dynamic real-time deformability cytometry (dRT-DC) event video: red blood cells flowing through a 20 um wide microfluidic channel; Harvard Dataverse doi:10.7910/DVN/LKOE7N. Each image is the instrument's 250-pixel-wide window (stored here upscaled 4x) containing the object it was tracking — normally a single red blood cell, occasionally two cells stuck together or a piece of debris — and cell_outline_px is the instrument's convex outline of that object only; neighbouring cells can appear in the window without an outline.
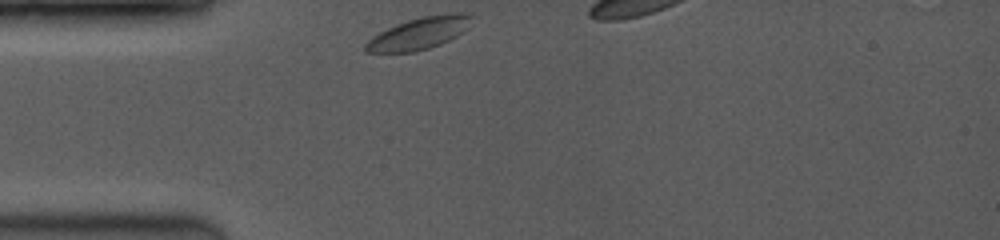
{"species": "common noctule bat (a hibernating species)", "species_latin": "Nyctalus noctula", "temperature_condition": "room temperature", "stored_images_in_passage": 4, "camera_frame_rate_fps": 3500, "um_per_image_px": 0.085, "animal": {"sex": "female", "body_mass_g": 19.0, "forearm_length_mm": 53.3}, "frame": {"image": 1, "passage_image": 1, "time_ms": 0.0, "image_size_px": [1000, 240], "cell_outline_px": [[472, 16], [468, 28], [464, 32], [440, 44], [428, 48], [412, 52], [364, 52], [364, 44], [372, 36], [396, 24], [408, 20], [424, 16], [452, 12], [472, 12]], "centroid_in_image_um": [35.66, 2.81], "position_along_channel_um": 49.3, "area_um2": 19.83}}